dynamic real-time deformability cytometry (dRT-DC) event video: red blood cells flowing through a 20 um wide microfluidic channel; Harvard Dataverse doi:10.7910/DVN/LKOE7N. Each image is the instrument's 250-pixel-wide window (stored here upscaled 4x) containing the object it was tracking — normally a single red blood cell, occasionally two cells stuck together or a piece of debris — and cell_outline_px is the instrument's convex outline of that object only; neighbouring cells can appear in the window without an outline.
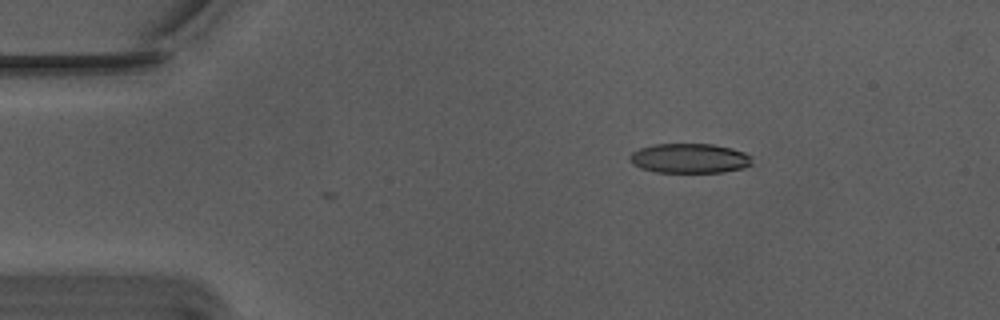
{"species": "Egyptian fruit bat (a non-hibernating species)", "species_latin": "Rousettus aegyptiacus", "temperature_condition": "warm", "stored_images_in_passage": 41, "camera_frame_rate_fps": 3000, "um_per_image_px": 0.085, "animal": {"sex": "male"}, "frame": {"image": 1, "passage_image": 1, "time_ms": 0.0, "image_size_px": [1000, 320], "cell_outline_px": [[752, 164], [744, 168], [724, 172], [656, 172], [640, 168], [632, 164], [628, 156], [632, 152], [640, 148], [652, 144], [712, 144], [732, 148], [744, 152], [752, 156]], "centroid_in_image_um": [58.61, 13.45], "position_along_channel_um": 26.4, "area_um2": 21.33}}
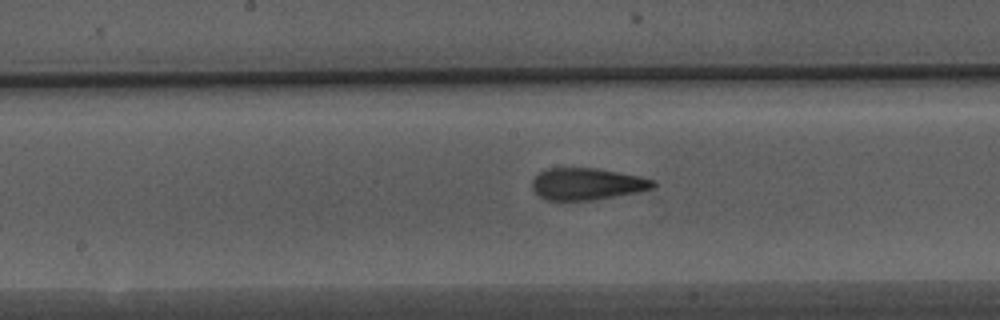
{"frame": {"image": 2, "passage_image": 20, "time_ms": 6.333, "image_size_px": [1000, 320], "cell_outline_px": [[656, 184], [652, 188], [636, 192], [592, 200], [548, 200], [540, 196], [532, 188], [532, 180], [540, 172], [548, 168], [596, 168], [640, 176], [656, 180]], "centroid_in_image_um": [49.9, 15.63], "position_along_channel_um": 198.3, "area_um2": 22.25}}
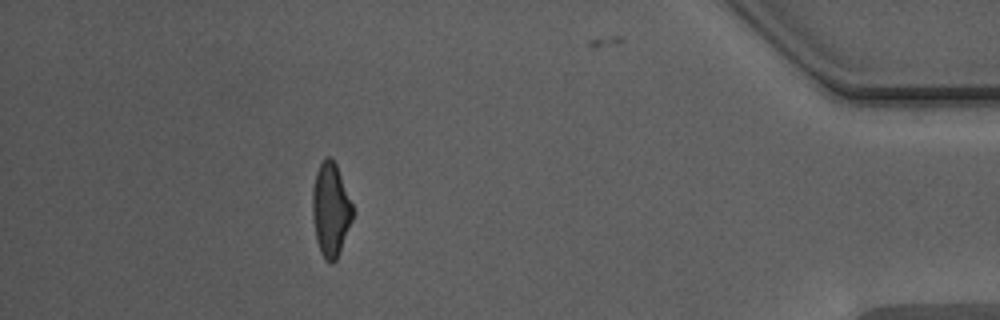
{"frame": {"image": 3, "passage_image": 41, "time_ms": 13.333, "image_size_px": [1000, 320], "cell_outline_px": [[352, 220], [340, 252], [336, 260], [332, 264], [324, 260], [320, 252], [316, 240], [312, 216], [312, 188], [316, 172], [324, 156], [328, 156], [336, 164], [352, 204]], "centroid_in_image_um": [28.08, 17.85], "position_along_channel_um": 407.1, "area_um2": 21.96}, "authors_computed_cell_mechanics": {"area_um2": 22.253, "velocity_mm_per_s": 3.7697, "shape_relaxation_time_tau1_ms": 5.7624, "shape_relaxation_time_tau2_ms": 1.8594, "deformation_change_tau1": 0.1788, "deformation_change_tau2": 0.121}}